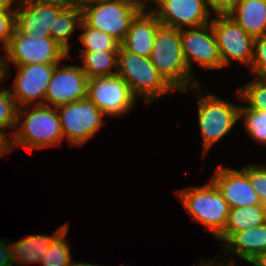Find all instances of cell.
I'll list each match as a JSON object with an SVG mask.
<instances>
[{"label": "cell", "instance_id": "1", "mask_svg": "<svg viewBox=\"0 0 266 266\" xmlns=\"http://www.w3.org/2000/svg\"><path fill=\"white\" fill-rule=\"evenodd\" d=\"M63 140L61 123L55 107L29 105L18 108L15 132L9 140L10 153L17 147H23L29 152L33 149L55 147Z\"/></svg>", "mask_w": 266, "mask_h": 266}, {"label": "cell", "instance_id": "2", "mask_svg": "<svg viewBox=\"0 0 266 266\" xmlns=\"http://www.w3.org/2000/svg\"><path fill=\"white\" fill-rule=\"evenodd\" d=\"M149 58L176 92L195 90L198 93L202 88L200 81L189 71L181 46L180 29L161 24L156 31Z\"/></svg>", "mask_w": 266, "mask_h": 266}, {"label": "cell", "instance_id": "3", "mask_svg": "<svg viewBox=\"0 0 266 266\" xmlns=\"http://www.w3.org/2000/svg\"><path fill=\"white\" fill-rule=\"evenodd\" d=\"M117 75L127 82L132 93L150 105L175 90L164 80L149 57H142L125 50L117 52Z\"/></svg>", "mask_w": 266, "mask_h": 266}, {"label": "cell", "instance_id": "4", "mask_svg": "<svg viewBox=\"0 0 266 266\" xmlns=\"http://www.w3.org/2000/svg\"><path fill=\"white\" fill-rule=\"evenodd\" d=\"M175 192L192 221L202 224L205 232L216 238L224 230L230 207L211 179L205 185H192Z\"/></svg>", "mask_w": 266, "mask_h": 266}, {"label": "cell", "instance_id": "5", "mask_svg": "<svg viewBox=\"0 0 266 266\" xmlns=\"http://www.w3.org/2000/svg\"><path fill=\"white\" fill-rule=\"evenodd\" d=\"M203 89L197 97L198 126L202 137L203 158L210 149L226 137L239 122L240 103L237 105L229 99L219 98L216 94Z\"/></svg>", "mask_w": 266, "mask_h": 266}, {"label": "cell", "instance_id": "6", "mask_svg": "<svg viewBox=\"0 0 266 266\" xmlns=\"http://www.w3.org/2000/svg\"><path fill=\"white\" fill-rule=\"evenodd\" d=\"M4 54L5 79L10 78L12 65L59 64L71 58V54L51 36L31 37L20 33L16 28Z\"/></svg>", "mask_w": 266, "mask_h": 266}, {"label": "cell", "instance_id": "7", "mask_svg": "<svg viewBox=\"0 0 266 266\" xmlns=\"http://www.w3.org/2000/svg\"><path fill=\"white\" fill-rule=\"evenodd\" d=\"M56 110L64 139L76 147L94 138L107 118L89 97L58 106Z\"/></svg>", "mask_w": 266, "mask_h": 266}, {"label": "cell", "instance_id": "8", "mask_svg": "<svg viewBox=\"0 0 266 266\" xmlns=\"http://www.w3.org/2000/svg\"><path fill=\"white\" fill-rule=\"evenodd\" d=\"M146 5L140 0H111L82 9L83 21L105 32L120 43L124 40L132 20Z\"/></svg>", "mask_w": 266, "mask_h": 266}, {"label": "cell", "instance_id": "9", "mask_svg": "<svg viewBox=\"0 0 266 266\" xmlns=\"http://www.w3.org/2000/svg\"><path fill=\"white\" fill-rule=\"evenodd\" d=\"M87 97L107 118L127 116L138 101L127 82L118 75L90 78Z\"/></svg>", "mask_w": 266, "mask_h": 266}, {"label": "cell", "instance_id": "10", "mask_svg": "<svg viewBox=\"0 0 266 266\" xmlns=\"http://www.w3.org/2000/svg\"><path fill=\"white\" fill-rule=\"evenodd\" d=\"M210 23L223 69L230 66L233 61L251 66L255 38L247 34L230 15H213Z\"/></svg>", "mask_w": 266, "mask_h": 266}, {"label": "cell", "instance_id": "11", "mask_svg": "<svg viewBox=\"0 0 266 266\" xmlns=\"http://www.w3.org/2000/svg\"><path fill=\"white\" fill-rule=\"evenodd\" d=\"M181 46L190 73L194 66L206 70H222L223 64L211 23L201 27L180 29Z\"/></svg>", "mask_w": 266, "mask_h": 266}, {"label": "cell", "instance_id": "12", "mask_svg": "<svg viewBox=\"0 0 266 266\" xmlns=\"http://www.w3.org/2000/svg\"><path fill=\"white\" fill-rule=\"evenodd\" d=\"M147 7L162 25L175 29L201 27L213 17L207 0H152Z\"/></svg>", "mask_w": 266, "mask_h": 266}, {"label": "cell", "instance_id": "13", "mask_svg": "<svg viewBox=\"0 0 266 266\" xmlns=\"http://www.w3.org/2000/svg\"><path fill=\"white\" fill-rule=\"evenodd\" d=\"M57 64H29L16 66L17 73L9 91L18 108L31 105H44L49 81ZM37 101V102H36Z\"/></svg>", "mask_w": 266, "mask_h": 266}, {"label": "cell", "instance_id": "14", "mask_svg": "<svg viewBox=\"0 0 266 266\" xmlns=\"http://www.w3.org/2000/svg\"><path fill=\"white\" fill-rule=\"evenodd\" d=\"M55 66L44 98V105L58 107L87 97L88 80L81 66Z\"/></svg>", "mask_w": 266, "mask_h": 266}, {"label": "cell", "instance_id": "15", "mask_svg": "<svg viewBox=\"0 0 266 266\" xmlns=\"http://www.w3.org/2000/svg\"><path fill=\"white\" fill-rule=\"evenodd\" d=\"M211 180L222 193L230 209L262 205L243 169L218 165Z\"/></svg>", "mask_w": 266, "mask_h": 266}, {"label": "cell", "instance_id": "16", "mask_svg": "<svg viewBox=\"0 0 266 266\" xmlns=\"http://www.w3.org/2000/svg\"><path fill=\"white\" fill-rule=\"evenodd\" d=\"M63 9L61 6L17 1L15 5V28L20 33L31 37L51 36V26Z\"/></svg>", "mask_w": 266, "mask_h": 266}, {"label": "cell", "instance_id": "17", "mask_svg": "<svg viewBox=\"0 0 266 266\" xmlns=\"http://www.w3.org/2000/svg\"><path fill=\"white\" fill-rule=\"evenodd\" d=\"M221 255L225 259L222 263L234 264L235 260L228 257L239 258L251 263L256 257L266 252V223L254 228L236 232L222 247ZM228 259V260H227Z\"/></svg>", "mask_w": 266, "mask_h": 266}, {"label": "cell", "instance_id": "18", "mask_svg": "<svg viewBox=\"0 0 266 266\" xmlns=\"http://www.w3.org/2000/svg\"><path fill=\"white\" fill-rule=\"evenodd\" d=\"M160 25L156 15L145 6L132 20L120 45L133 54L150 57L153 40Z\"/></svg>", "mask_w": 266, "mask_h": 266}, {"label": "cell", "instance_id": "19", "mask_svg": "<svg viewBox=\"0 0 266 266\" xmlns=\"http://www.w3.org/2000/svg\"><path fill=\"white\" fill-rule=\"evenodd\" d=\"M68 226V222L58 227L53 235L32 234L16 242H12V261L14 266L25 264H41L42 259L48 252L52 241Z\"/></svg>", "mask_w": 266, "mask_h": 266}, {"label": "cell", "instance_id": "20", "mask_svg": "<svg viewBox=\"0 0 266 266\" xmlns=\"http://www.w3.org/2000/svg\"><path fill=\"white\" fill-rule=\"evenodd\" d=\"M266 223V206L231 208L224 230L215 238L221 247L236 233Z\"/></svg>", "mask_w": 266, "mask_h": 266}, {"label": "cell", "instance_id": "21", "mask_svg": "<svg viewBox=\"0 0 266 266\" xmlns=\"http://www.w3.org/2000/svg\"><path fill=\"white\" fill-rule=\"evenodd\" d=\"M228 15L254 38L266 35V0H240Z\"/></svg>", "mask_w": 266, "mask_h": 266}, {"label": "cell", "instance_id": "22", "mask_svg": "<svg viewBox=\"0 0 266 266\" xmlns=\"http://www.w3.org/2000/svg\"><path fill=\"white\" fill-rule=\"evenodd\" d=\"M117 52L118 50L79 52L81 68L89 79L117 75Z\"/></svg>", "mask_w": 266, "mask_h": 266}, {"label": "cell", "instance_id": "23", "mask_svg": "<svg viewBox=\"0 0 266 266\" xmlns=\"http://www.w3.org/2000/svg\"><path fill=\"white\" fill-rule=\"evenodd\" d=\"M83 22V12L77 6L64 8L51 26V37L70 54V37L76 29H80Z\"/></svg>", "mask_w": 266, "mask_h": 266}, {"label": "cell", "instance_id": "24", "mask_svg": "<svg viewBox=\"0 0 266 266\" xmlns=\"http://www.w3.org/2000/svg\"><path fill=\"white\" fill-rule=\"evenodd\" d=\"M79 30L81 32L79 39L83 46L79 52L118 50L120 47V42L113 36L89 27L84 21Z\"/></svg>", "mask_w": 266, "mask_h": 266}, {"label": "cell", "instance_id": "25", "mask_svg": "<svg viewBox=\"0 0 266 266\" xmlns=\"http://www.w3.org/2000/svg\"><path fill=\"white\" fill-rule=\"evenodd\" d=\"M239 100L245 102L240 109L266 111V79L253 78L236 90Z\"/></svg>", "mask_w": 266, "mask_h": 266}, {"label": "cell", "instance_id": "26", "mask_svg": "<svg viewBox=\"0 0 266 266\" xmlns=\"http://www.w3.org/2000/svg\"><path fill=\"white\" fill-rule=\"evenodd\" d=\"M239 120L247 136L257 144L266 146V111L240 109Z\"/></svg>", "mask_w": 266, "mask_h": 266}, {"label": "cell", "instance_id": "27", "mask_svg": "<svg viewBox=\"0 0 266 266\" xmlns=\"http://www.w3.org/2000/svg\"><path fill=\"white\" fill-rule=\"evenodd\" d=\"M69 225L52 241L48 252L42 259L41 266H69L73 261L66 236Z\"/></svg>", "mask_w": 266, "mask_h": 266}, {"label": "cell", "instance_id": "28", "mask_svg": "<svg viewBox=\"0 0 266 266\" xmlns=\"http://www.w3.org/2000/svg\"><path fill=\"white\" fill-rule=\"evenodd\" d=\"M18 106L9 91V86L0 88V132L10 140L17 124ZM6 129H13L10 132ZM11 136V137H10Z\"/></svg>", "mask_w": 266, "mask_h": 266}, {"label": "cell", "instance_id": "29", "mask_svg": "<svg viewBox=\"0 0 266 266\" xmlns=\"http://www.w3.org/2000/svg\"><path fill=\"white\" fill-rule=\"evenodd\" d=\"M242 169L248 175L261 204L266 206V164H247Z\"/></svg>", "mask_w": 266, "mask_h": 266}, {"label": "cell", "instance_id": "30", "mask_svg": "<svg viewBox=\"0 0 266 266\" xmlns=\"http://www.w3.org/2000/svg\"><path fill=\"white\" fill-rule=\"evenodd\" d=\"M248 70L255 78L266 79V35L254 39L253 58Z\"/></svg>", "mask_w": 266, "mask_h": 266}, {"label": "cell", "instance_id": "31", "mask_svg": "<svg viewBox=\"0 0 266 266\" xmlns=\"http://www.w3.org/2000/svg\"><path fill=\"white\" fill-rule=\"evenodd\" d=\"M15 30V13H0V43L4 51Z\"/></svg>", "mask_w": 266, "mask_h": 266}, {"label": "cell", "instance_id": "32", "mask_svg": "<svg viewBox=\"0 0 266 266\" xmlns=\"http://www.w3.org/2000/svg\"><path fill=\"white\" fill-rule=\"evenodd\" d=\"M240 0H207L214 15H228Z\"/></svg>", "mask_w": 266, "mask_h": 266}, {"label": "cell", "instance_id": "33", "mask_svg": "<svg viewBox=\"0 0 266 266\" xmlns=\"http://www.w3.org/2000/svg\"><path fill=\"white\" fill-rule=\"evenodd\" d=\"M0 266H14L11 240L0 238Z\"/></svg>", "mask_w": 266, "mask_h": 266}, {"label": "cell", "instance_id": "34", "mask_svg": "<svg viewBox=\"0 0 266 266\" xmlns=\"http://www.w3.org/2000/svg\"><path fill=\"white\" fill-rule=\"evenodd\" d=\"M42 5H55L63 8H68L76 5V0H23Z\"/></svg>", "mask_w": 266, "mask_h": 266}, {"label": "cell", "instance_id": "35", "mask_svg": "<svg viewBox=\"0 0 266 266\" xmlns=\"http://www.w3.org/2000/svg\"><path fill=\"white\" fill-rule=\"evenodd\" d=\"M16 0H0V13H15Z\"/></svg>", "mask_w": 266, "mask_h": 266}, {"label": "cell", "instance_id": "36", "mask_svg": "<svg viewBox=\"0 0 266 266\" xmlns=\"http://www.w3.org/2000/svg\"><path fill=\"white\" fill-rule=\"evenodd\" d=\"M9 154V140L0 132V158H4Z\"/></svg>", "mask_w": 266, "mask_h": 266}, {"label": "cell", "instance_id": "37", "mask_svg": "<svg viewBox=\"0 0 266 266\" xmlns=\"http://www.w3.org/2000/svg\"><path fill=\"white\" fill-rule=\"evenodd\" d=\"M111 0H76V5L82 10L86 6H91L93 4L103 3Z\"/></svg>", "mask_w": 266, "mask_h": 266}, {"label": "cell", "instance_id": "38", "mask_svg": "<svg viewBox=\"0 0 266 266\" xmlns=\"http://www.w3.org/2000/svg\"><path fill=\"white\" fill-rule=\"evenodd\" d=\"M206 266H239L234 264L222 263L219 258L215 256L214 259H206Z\"/></svg>", "mask_w": 266, "mask_h": 266}, {"label": "cell", "instance_id": "39", "mask_svg": "<svg viewBox=\"0 0 266 266\" xmlns=\"http://www.w3.org/2000/svg\"><path fill=\"white\" fill-rule=\"evenodd\" d=\"M250 264L254 266H266V252L256 257Z\"/></svg>", "mask_w": 266, "mask_h": 266}, {"label": "cell", "instance_id": "40", "mask_svg": "<svg viewBox=\"0 0 266 266\" xmlns=\"http://www.w3.org/2000/svg\"><path fill=\"white\" fill-rule=\"evenodd\" d=\"M4 81H6V79H5V60H4V55L0 54V84H2Z\"/></svg>", "mask_w": 266, "mask_h": 266}, {"label": "cell", "instance_id": "41", "mask_svg": "<svg viewBox=\"0 0 266 266\" xmlns=\"http://www.w3.org/2000/svg\"><path fill=\"white\" fill-rule=\"evenodd\" d=\"M69 266H99L97 264H91V263H83V262H76V261H72L71 264Z\"/></svg>", "mask_w": 266, "mask_h": 266}, {"label": "cell", "instance_id": "42", "mask_svg": "<svg viewBox=\"0 0 266 266\" xmlns=\"http://www.w3.org/2000/svg\"><path fill=\"white\" fill-rule=\"evenodd\" d=\"M202 259V260H201ZM197 265L194 266H206V258H201Z\"/></svg>", "mask_w": 266, "mask_h": 266}, {"label": "cell", "instance_id": "43", "mask_svg": "<svg viewBox=\"0 0 266 266\" xmlns=\"http://www.w3.org/2000/svg\"><path fill=\"white\" fill-rule=\"evenodd\" d=\"M140 1H142L147 6L152 0H140Z\"/></svg>", "mask_w": 266, "mask_h": 266}]
</instances>
